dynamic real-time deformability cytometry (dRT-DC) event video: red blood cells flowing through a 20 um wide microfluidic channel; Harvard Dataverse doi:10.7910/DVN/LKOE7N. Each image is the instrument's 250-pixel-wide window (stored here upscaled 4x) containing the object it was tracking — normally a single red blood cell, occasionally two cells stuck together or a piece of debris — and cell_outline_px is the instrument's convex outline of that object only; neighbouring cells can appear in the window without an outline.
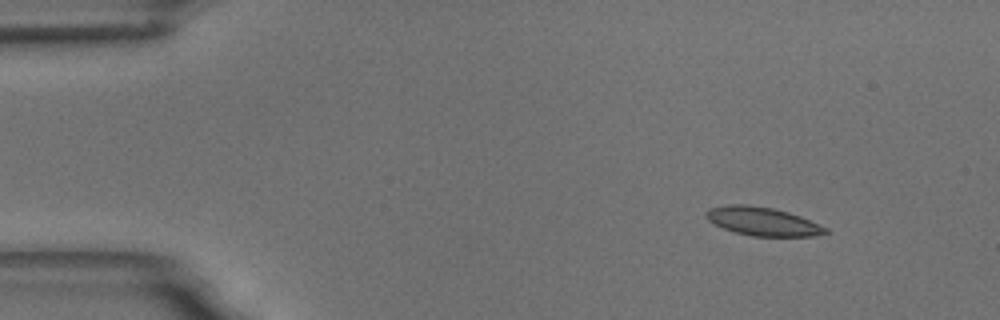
{"species": "common noctule bat (a hibernating species)", "species_latin": "Nyctalus noctula", "temperature_condition": "room temperature", "stored_images_in_passage": 4, "camera_frame_rate_fps": 3000, "um_per_image_px": 0.085, "animal": {"sex": "male", "body_mass_g": 18.8}, "frame": {"image": 1, "passage_image": 1, "time_ms": 0.0, "image_size_px": [1000, 320], "cell_outline_px": [[828, 232], [816, 236], [752, 236], [736, 232], [724, 228], [708, 220], [704, 216], [704, 212], [708, 208], [728, 204], [744, 204], [772, 208], [788, 212], [800, 216], [828, 228]], "centroid_in_image_um": [64.8, 18.81], "position_along_channel_um": 20.2, "area_um2": 19.77}}
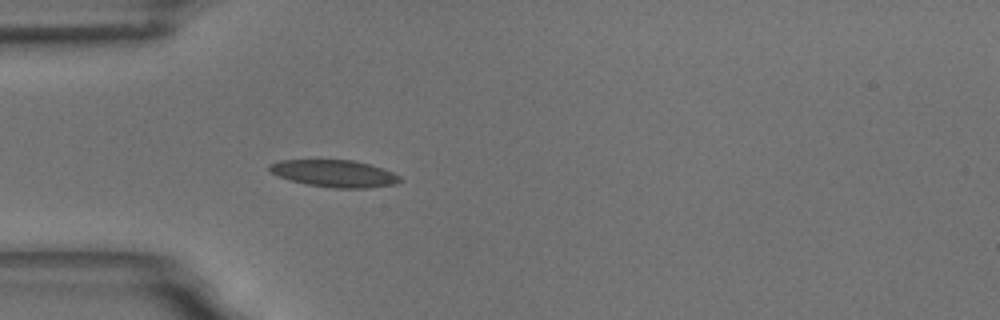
{"frame": {"image": 2, "passage_image": 4, "time_ms": 3.333, "image_size_px": [1000, 320], "cell_outline_px": [[404, 180], [396, 184], [368, 188], [336, 188], [308, 184], [292, 180], [280, 176], [272, 172], [268, 168], [268, 164], [280, 160], [352, 160], [368, 164], [392, 172], [400, 176]], "centroid_in_image_um": [28.46, 14.74], "position_along_channel_um": 56.5, "area_um2": 20.35}}